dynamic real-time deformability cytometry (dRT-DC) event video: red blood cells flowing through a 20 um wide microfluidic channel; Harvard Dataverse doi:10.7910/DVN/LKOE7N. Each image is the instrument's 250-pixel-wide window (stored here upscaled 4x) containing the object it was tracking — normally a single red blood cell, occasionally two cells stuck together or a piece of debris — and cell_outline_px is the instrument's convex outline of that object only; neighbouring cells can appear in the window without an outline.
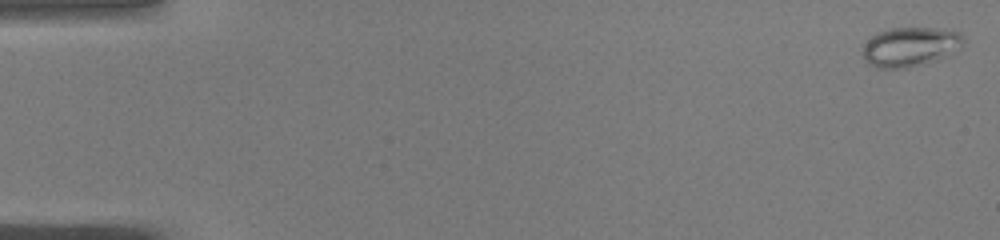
{"species": "common noctule bat (a hibernating species)", "species_latin": "Nyctalus noctula", "temperature_condition": "warm", "stored_images_in_passage": 50, "camera_frame_rate_fps": 3000, "um_per_image_px": 0.085, "animal": {"sex": "male", "body_mass_g": 19.0, "forearm_length_mm": 50.8}, "frame": {"image": 1, "passage_image": 1, "time_ms": 0.0, "image_size_px": [1000, 240], "cell_outline_px": [[964, 40], [936, 60], [908, 68], [876, 68], [868, 64], [864, 60], [864, 44], [872, 36], [888, 28], [944, 28], [960, 32], [964, 36]], "centroid_in_image_um": [77.29, 3.96], "position_along_channel_um": 7.7, "area_um2": 22.6}}
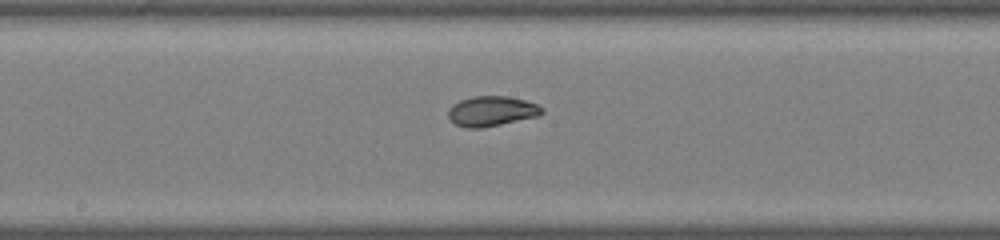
{"frame": {"image": 2, "passage_image": 27, "time_ms": 8.667, "image_size_px": [1000, 240], "cell_outline_px": [[544, 112], [540, 116], [480, 128], [468, 128], [456, 124], [448, 116], [448, 108], [452, 104], [460, 100], [472, 96], [508, 96], [524, 100], [536, 104], [544, 108]], "centroid_in_image_um": [41.8, 9.44], "position_along_channel_um": 206.4, "area_um2": 16.42}}
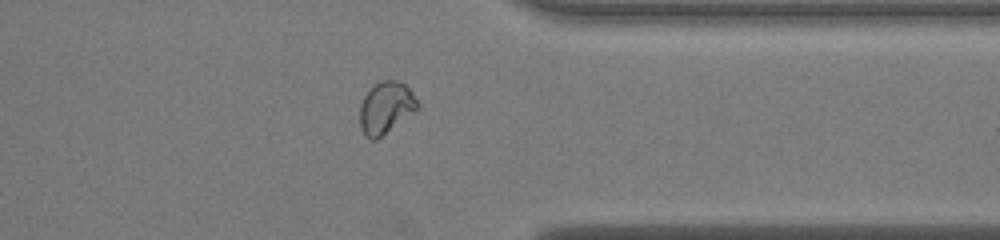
{"frame": {"image": 3, "passage_image": 40, "time_ms": 13.0, "image_size_px": [1000, 240], "cell_outline_px": [[420, 108], [376, 140], [372, 140], [360, 128], [360, 104], [364, 96], [380, 80], [396, 80], [404, 84], [412, 92], [420, 104]], "centroid_in_image_um": [32.82, 9.15], "position_along_channel_um": 378.6, "area_um2": 17.28}}